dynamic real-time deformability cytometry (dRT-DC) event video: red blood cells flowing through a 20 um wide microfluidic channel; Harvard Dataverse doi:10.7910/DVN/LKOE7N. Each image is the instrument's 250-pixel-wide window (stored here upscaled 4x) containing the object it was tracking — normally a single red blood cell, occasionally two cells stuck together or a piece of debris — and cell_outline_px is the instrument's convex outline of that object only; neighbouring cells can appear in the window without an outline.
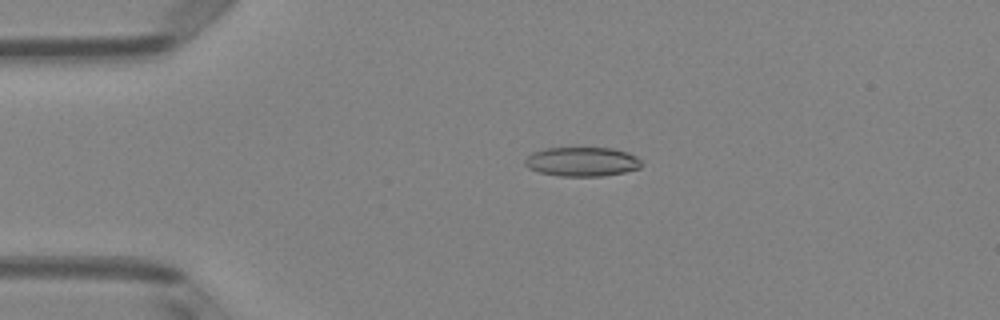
{"species": "Egyptian fruit bat (a non-hibernating species)", "species_latin": "Rousettus aegyptiacus", "temperature_condition": "room temperature", "stored_images_in_passage": 4, "camera_frame_rate_fps": 3000, "um_per_image_px": 0.085, "animal": {"sex": "female"}, "frame": {"image": 1, "passage_image": 4, "time_ms": 1.0, "image_size_px": [1000, 320], "cell_outline_px": [[644, 164], [640, 168], [624, 172], [604, 176], [560, 176], [540, 172], [528, 168], [524, 164], [524, 160], [532, 152], [544, 148], [612, 148], [628, 152], [636, 156]], "centroid_in_image_um": [49.48, 13.74], "position_along_channel_um": 35.5, "area_um2": 20.0}}